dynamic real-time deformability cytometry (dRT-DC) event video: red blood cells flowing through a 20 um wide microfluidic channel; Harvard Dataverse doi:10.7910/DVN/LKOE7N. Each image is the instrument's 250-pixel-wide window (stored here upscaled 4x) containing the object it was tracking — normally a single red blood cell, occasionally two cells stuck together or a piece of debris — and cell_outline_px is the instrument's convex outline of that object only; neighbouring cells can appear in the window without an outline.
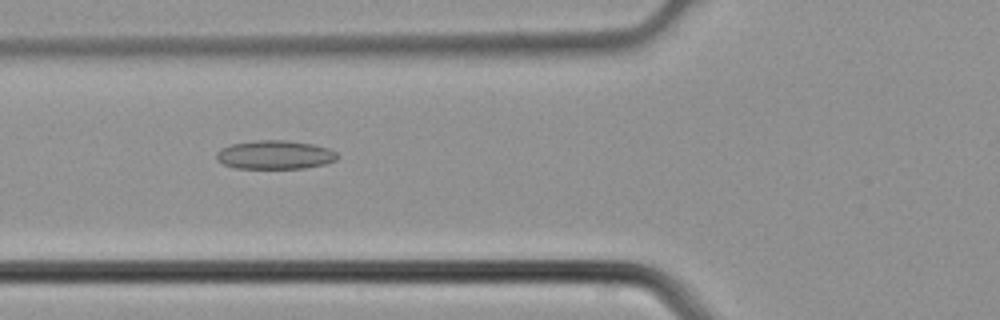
{"species": "common noctule bat (a hibernating species)", "species_latin": "Nyctalus noctula", "temperature_condition": "cold", "stored_images_in_passage": 4, "camera_frame_rate_fps": 3000, "um_per_image_px": 0.085, "animal": {"sex": "male", "body_mass_g": 21.5, "forearm_length_mm": 52.0}, "frame": {"image": 1, "passage_image": 4, "time_ms": 1.0, "image_size_px": [1000, 320], "cell_outline_px": [[340, 156], [336, 160], [324, 164], [304, 168], [236, 168], [224, 164], [216, 160], [216, 152], [232, 144], [256, 140], [288, 140], [312, 144], [328, 148], [336, 152]], "centroid_in_image_um": [23.39, 13.15], "position_along_channel_um": 102.4, "area_um2": 20.17}}